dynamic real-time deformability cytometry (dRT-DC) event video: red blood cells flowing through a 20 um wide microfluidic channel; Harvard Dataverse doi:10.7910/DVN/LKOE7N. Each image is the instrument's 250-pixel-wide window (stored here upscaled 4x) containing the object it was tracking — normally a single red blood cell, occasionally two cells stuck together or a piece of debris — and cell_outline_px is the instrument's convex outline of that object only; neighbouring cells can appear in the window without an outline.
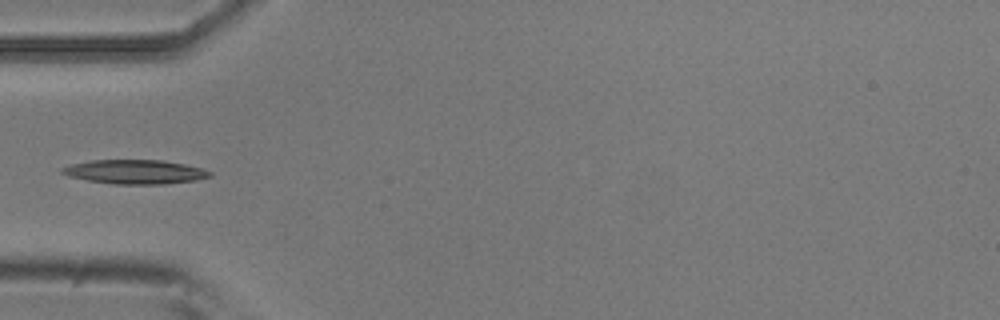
{"species": "common noctule bat (a hibernating species)", "species_latin": "Nyctalus noctula", "temperature_condition": "room temperature", "stored_images_in_passage": 4, "camera_frame_rate_fps": 3000, "um_per_image_px": 0.085, "animal": {"sex": "male", "body_mass_g": 20.5, "forearm_length_mm": 52.5}, "frame": {"image": 1, "passage_image": 4, "time_ms": 4.0, "image_size_px": [1000, 320], "cell_outline_px": [[212, 176], [196, 180], [164, 184], [112, 184], [88, 180], [68, 176], [60, 172], [60, 168], [72, 164], [92, 160], [164, 160], [184, 164], [200, 168], [212, 172]], "centroid_in_image_um": [11.47, 14.61], "position_along_channel_um": 73.5, "area_um2": 20.75}}